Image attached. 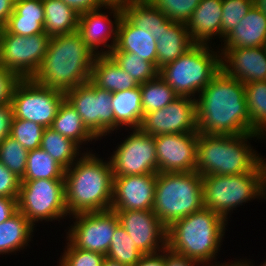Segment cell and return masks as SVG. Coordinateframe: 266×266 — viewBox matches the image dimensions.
<instances>
[{"label": "cell", "instance_id": "cell-1", "mask_svg": "<svg viewBox=\"0 0 266 266\" xmlns=\"http://www.w3.org/2000/svg\"><path fill=\"white\" fill-rule=\"evenodd\" d=\"M198 133L241 135L250 129L245 86L222 69L196 98Z\"/></svg>", "mask_w": 266, "mask_h": 266}, {"label": "cell", "instance_id": "cell-2", "mask_svg": "<svg viewBox=\"0 0 266 266\" xmlns=\"http://www.w3.org/2000/svg\"><path fill=\"white\" fill-rule=\"evenodd\" d=\"M86 152L65 169V203L71 215L111 209L113 172L109 160Z\"/></svg>", "mask_w": 266, "mask_h": 266}, {"label": "cell", "instance_id": "cell-3", "mask_svg": "<svg viewBox=\"0 0 266 266\" xmlns=\"http://www.w3.org/2000/svg\"><path fill=\"white\" fill-rule=\"evenodd\" d=\"M96 55L78 31L50 38L34 82L64 93L90 81Z\"/></svg>", "mask_w": 266, "mask_h": 266}, {"label": "cell", "instance_id": "cell-4", "mask_svg": "<svg viewBox=\"0 0 266 266\" xmlns=\"http://www.w3.org/2000/svg\"><path fill=\"white\" fill-rule=\"evenodd\" d=\"M227 224L222 216L203 207L167 228V248L204 266L212 265L218 259Z\"/></svg>", "mask_w": 266, "mask_h": 266}, {"label": "cell", "instance_id": "cell-5", "mask_svg": "<svg viewBox=\"0 0 266 266\" xmlns=\"http://www.w3.org/2000/svg\"><path fill=\"white\" fill-rule=\"evenodd\" d=\"M253 139L265 140L257 133L241 135L199 133L196 171L201 176L239 175L251 172L265 158H262L248 141Z\"/></svg>", "mask_w": 266, "mask_h": 266}, {"label": "cell", "instance_id": "cell-6", "mask_svg": "<svg viewBox=\"0 0 266 266\" xmlns=\"http://www.w3.org/2000/svg\"><path fill=\"white\" fill-rule=\"evenodd\" d=\"M202 184L204 207L228 222L233 210L243 203L254 199L266 200V159L248 173L202 176Z\"/></svg>", "mask_w": 266, "mask_h": 266}, {"label": "cell", "instance_id": "cell-7", "mask_svg": "<svg viewBox=\"0 0 266 266\" xmlns=\"http://www.w3.org/2000/svg\"><path fill=\"white\" fill-rule=\"evenodd\" d=\"M203 207L202 176L197 171L157 173L152 211L166 228Z\"/></svg>", "mask_w": 266, "mask_h": 266}, {"label": "cell", "instance_id": "cell-8", "mask_svg": "<svg viewBox=\"0 0 266 266\" xmlns=\"http://www.w3.org/2000/svg\"><path fill=\"white\" fill-rule=\"evenodd\" d=\"M214 44V48L211 45L195 44L182 56L161 68L159 76L179 96L196 99L221 70V53Z\"/></svg>", "mask_w": 266, "mask_h": 266}, {"label": "cell", "instance_id": "cell-9", "mask_svg": "<svg viewBox=\"0 0 266 266\" xmlns=\"http://www.w3.org/2000/svg\"><path fill=\"white\" fill-rule=\"evenodd\" d=\"M19 210L29 222H60L68 217L65 203V180L35 179L21 181L17 198Z\"/></svg>", "mask_w": 266, "mask_h": 266}, {"label": "cell", "instance_id": "cell-10", "mask_svg": "<svg viewBox=\"0 0 266 266\" xmlns=\"http://www.w3.org/2000/svg\"><path fill=\"white\" fill-rule=\"evenodd\" d=\"M65 99L77 111L84 125L98 140L119 130L114 124L112 92L101 89L88 81L66 91Z\"/></svg>", "mask_w": 266, "mask_h": 266}, {"label": "cell", "instance_id": "cell-11", "mask_svg": "<svg viewBox=\"0 0 266 266\" xmlns=\"http://www.w3.org/2000/svg\"><path fill=\"white\" fill-rule=\"evenodd\" d=\"M65 100L63 91L42 86L31 78L21 79L12 95L14 118L51 127L59 107Z\"/></svg>", "mask_w": 266, "mask_h": 266}, {"label": "cell", "instance_id": "cell-12", "mask_svg": "<svg viewBox=\"0 0 266 266\" xmlns=\"http://www.w3.org/2000/svg\"><path fill=\"white\" fill-rule=\"evenodd\" d=\"M46 33L20 36L0 33V66L14 71L21 79L32 78L48 49Z\"/></svg>", "mask_w": 266, "mask_h": 266}, {"label": "cell", "instance_id": "cell-13", "mask_svg": "<svg viewBox=\"0 0 266 266\" xmlns=\"http://www.w3.org/2000/svg\"><path fill=\"white\" fill-rule=\"evenodd\" d=\"M130 135L120 141L109 158L113 177L157 174L158 162L154 136L140 128L131 129Z\"/></svg>", "mask_w": 266, "mask_h": 266}, {"label": "cell", "instance_id": "cell-14", "mask_svg": "<svg viewBox=\"0 0 266 266\" xmlns=\"http://www.w3.org/2000/svg\"><path fill=\"white\" fill-rule=\"evenodd\" d=\"M69 218L74 220V224L65 230L66 239L76 248L106 256L114 231L119 225L116 212L110 209L79 213Z\"/></svg>", "mask_w": 266, "mask_h": 266}, {"label": "cell", "instance_id": "cell-15", "mask_svg": "<svg viewBox=\"0 0 266 266\" xmlns=\"http://www.w3.org/2000/svg\"><path fill=\"white\" fill-rule=\"evenodd\" d=\"M140 129L154 137L198 132L196 99L179 96L164 108L145 114Z\"/></svg>", "mask_w": 266, "mask_h": 266}, {"label": "cell", "instance_id": "cell-16", "mask_svg": "<svg viewBox=\"0 0 266 266\" xmlns=\"http://www.w3.org/2000/svg\"><path fill=\"white\" fill-rule=\"evenodd\" d=\"M112 15L113 17H110ZM122 15L123 10L119 4H106L98 10L79 15L78 32L95 55H108L115 47L117 28Z\"/></svg>", "mask_w": 266, "mask_h": 266}, {"label": "cell", "instance_id": "cell-17", "mask_svg": "<svg viewBox=\"0 0 266 266\" xmlns=\"http://www.w3.org/2000/svg\"><path fill=\"white\" fill-rule=\"evenodd\" d=\"M113 211L142 253L153 254L167 248V228L152 210Z\"/></svg>", "mask_w": 266, "mask_h": 266}, {"label": "cell", "instance_id": "cell-18", "mask_svg": "<svg viewBox=\"0 0 266 266\" xmlns=\"http://www.w3.org/2000/svg\"><path fill=\"white\" fill-rule=\"evenodd\" d=\"M198 132L155 136L158 172H191L197 166Z\"/></svg>", "mask_w": 266, "mask_h": 266}, {"label": "cell", "instance_id": "cell-19", "mask_svg": "<svg viewBox=\"0 0 266 266\" xmlns=\"http://www.w3.org/2000/svg\"><path fill=\"white\" fill-rule=\"evenodd\" d=\"M157 174L113 177L111 210H152Z\"/></svg>", "mask_w": 266, "mask_h": 266}, {"label": "cell", "instance_id": "cell-20", "mask_svg": "<svg viewBox=\"0 0 266 266\" xmlns=\"http://www.w3.org/2000/svg\"><path fill=\"white\" fill-rule=\"evenodd\" d=\"M221 69L243 84L266 81V50L264 46L226 48L221 53Z\"/></svg>", "mask_w": 266, "mask_h": 266}, {"label": "cell", "instance_id": "cell-21", "mask_svg": "<svg viewBox=\"0 0 266 266\" xmlns=\"http://www.w3.org/2000/svg\"><path fill=\"white\" fill-rule=\"evenodd\" d=\"M222 8V0L200 1L197 8L193 11L191 18L186 22L190 38L195 44L212 45L211 40L218 37L222 44Z\"/></svg>", "mask_w": 266, "mask_h": 266}, {"label": "cell", "instance_id": "cell-22", "mask_svg": "<svg viewBox=\"0 0 266 266\" xmlns=\"http://www.w3.org/2000/svg\"><path fill=\"white\" fill-rule=\"evenodd\" d=\"M265 41L266 15L252 6L239 25L223 39L222 43H224L218 48L222 53L226 48L261 47L264 46Z\"/></svg>", "mask_w": 266, "mask_h": 266}, {"label": "cell", "instance_id": "cell-23", "mask_svg": "<svg viewBox=\"0 0 266 266\" xmlns=\"http://www.w3.org/2000/svg\"><path fill=\"white\" fill-rule=\"evenodd\" d=\"M45 12L42 0H15L13 13L0 33L31 36L45 33Z\"/></svg>", "mask_w": 266, "mask_h": 266}, {"label": "cell", "instance_id": "cell-24", "mask_svg": "<svg viewBox=\"0 0 266 266\" xmlns=\"http://www.w3.org/2000/svg\"><path fill=\"white\" fill-rule=\"evenodd\" d=\"M156 42L158 70L182 56L195 45L190 38L186 23L170 19L163 25Z\"/></svg>", "mask_w": 266, "mask_h": 266}, {"label": "cell", "instance_id": "cell-25", "mask_svg": "<svg viewBox=\"0 0 266 266\" xmlns=\"http://www.w3.org/2000/svg\"><path fill=\"white\" fill-rule=\"evenodd\" d=\"M115 48L118 51L135 53L157 68V42L154 36L149 31L134 26L124 15L118 24Z\"/></svg>", "mask_w": 266, "mask_h": 266}, {"label": "cell", "instance_id": "cell-26", "mask_svg": "<svg viewBox=\"0 0 266 266\" xmlns=\"http://www.w3.org/2000/svg\"><path fill=\"white\" fill-rule=\"evenodd\" d=\"M90 81L97 87L112 93L140 86L109 55H96L91 69Z\"/></svg>", "mask_w": 266, "mask_h": 266}, {"label": "cell", "instance_id": "cell-27", "mask_svg": "<svg viewBox=\"0 0 266 266\" xmlns=\"http://www.w3.org/2000/svg\"><path fill=\"white\" fill-rule=\"evenodd\" d=\"M36 228L17 210L6 221L0 223V255H12L30 246ZM26 247V248H25ZM17 251V252H16Z\"/></svg>", "mask_w": 266, "mask_h": 266}, {"label": "cell", "instance_id": "cell-28", "mask_svg": "<svg viewBox=\"0 0 266 266\" xmlns=\"http://www.w3.org/2000/svg\"><path fill=\"white\" fill-rule=\"evenodd\" d=\"M112 110L114 124L119 129L140 128L144 118L140 86L112 93Z\"/></svg>", "mask_w": 266, "mask_h": 266}, {"label": "cell", "instance_id": "cell-29", "mask_svg": "<svg viewBox=\"0 0 266 266\" xmlns=\"http://www.w3.org/2000/svg\"><path fill=\"white\" fill-rule=\"evenodd\" d=\"M123 15L136 27L149 31L158 40V34L169 18L149 0H130L122 5Z\"/></svg>", "mask_w": 266, "mask_h": 266}, {"label": "cell", "instance_id": "cell-30", "mask_svg": "<svg viewBox=\"0 0 266 266\" xmlns=\"http://www.w3.org/2000/svg\"><path fill=\"white\" fill-rule=\"evenodd\" d=\"M51 128L59 132L62 136L72 139L86 152H90L88 142L91 144L92 141L98 139L87 129L84 125L80 115L65 99L59 107L58 113L53 120ZM84 145V146H82ZM85 147V149L83 148ZM88 149V150H87Z\"/></svg>", "mask_w": 266, "mask_h": 266}, {"label": "cell", "instance_id": "cell-31", "mask_svg": "<svg viewBox=\"0 0 266 266\" xmlns=\"http://www.w3.org/2000/svg\"><path fill=\"white\" fill-rule=\"evenodd\" d=\"M45 12L44 31L50 37L78 31L79 14L62 0H42Z\"/></svg>", "mask_w": 266, "mask_h": 266}, {"label": "cell", "instance_id": "cell-32", "mask_svg": "<svg viewBox=\"0 0 266 266\" xmlns=\"http://www.w3.org/2000/svg\"><path fill=\"white\" fill-rule=\"evenodd\" d=\"M40 148L46 151L64 169L70 168L80 158L79 156L85 153L76 142L62 136L51 127L44 129Z\"/></svg>", "mask_w": 266, "mask_h": 266}, {"label": "cell", "instance_id": "cell-33", "mask_svg": "<svg viewBox=\"0 0 266 266\" xmlns=\"http://www.w3.org/2000/svg\"><path fill=\"white\" fill-rule=\"evenodd\" d=\"M244 86L250 129L266 139V81L246 83Z\"/></svg>", "mask_w": 266, "mask_h": 266}, {"label": "cell", "instance_id": "cell-34", "mask_svg": "<svg viewBox=\"0 0 266 266\" xmlns=\"http://www.w3.org/2000/svg\"><path fill=\"white\" fill-rule=\"evenodd\" d=\"M64 172L65 169L46 151L37 148L28 153L26 171L21 181L35 179L65 180Z\"/></svg>", "mask_w": 266, "mask_h": 266}, {"label": "cell", "instance_id": "cell-35", "mask_svg": "<svg viewBox=\"0 0 266 266\" xmlns=\"http://www.w3.org/2000/svg\"><path fill=\"white\" fill-rule=\"evenodd\" d=\"M108 55L139 84L153 80L159 75V70L152 62L143 60L135 53L118 51L114 47Z\"/></svg>", "mask_w": 266, "mask_h": 266}, {"label": "cell", "instance_id": "cell-36", "mask_svg": "<svg viewBox=\"0 0 266 266\" xmlns=\"http://www.w3.org/2000/svg\"><path fill=\"white\" fill-rule=\"evenodd\" d=\"M144 115L164 108L179 95L158 75L155 79L140 84Z\"/></svg>", "mask_w": 266, "mask_h": 266}, {"label": "cell", "instance_id": "cell-37", "mask_svg": "<svg viewBox=\"0 0 266 266\" xmlns=\"http://www.w3.org/2000/svg\"><path fill=\"white\" fill-rule=\"evenodd\" d=\"M143 255L131 236L119 224L112 236L106 257L125 266H134Z\"/></svg>", "mask_w": 266, "mask_h": 266}, {"label": "cell", "instance_id": "cell-38", "mask_svg": "<svg viewBox=\"0 0 266 266\" xmlns=\"http://www.w3.org/2000/svg\"><path fill=\"white\" fill-rule=\"evenodd\" d=\"M27 151L17 140L8 136L0 144V162L18 178L26 171Z\"/></svg>", "mask_w": 266, "mask_h": 266}, {"label": "cell", "instance_id": "cell-39", "mask_svg": "<svg viewBox=\"0 0 266 266\" xmlns=\"http://www.w3.org/2000/svg\"><path fill=\"white\" fill-rule=\"evenodd\" d=\"M45 127L40 124L13 118L10 136L17 140L27 151L40 148Z\"/></svg>", "mask_w": 266, "mask_h": 266}, {"label": "cell", "instance_id": "cell-40", "mask_svg": "<svg viewBox=\"0 0 266 266\" xmlns=\"http://www.w3.org/2000/svg\"><path fill=\"white\" fill-rule=\"evenodd\" d=\"M253 6V0H222L221 39L239 25Z\"/></svg>", "mask_w": 266, "mask_h": 266}, {"label": "cell", "instance_id": "cell-41", "mask_svg": "<svg viewBox=\"0 0 266 266\" xmlns=\"http://www.w3.org/2000/svg\"><path fill=\"white\" fill-rule=\"evenodd\" d=\"M57 266H102L105 255L74 247L67 239Z\"/></svg>", "mask_w": 266, "mask_h": 266}, {"label": "cell", "instance_id": "cell-42", "mask_svg": "<svg viewBox=\"0 0 266 266\" xmlns=\"http://www.w3.org/2000/svg\"><path fill=\"white\" fill-rule=\"evenodd\" d=\"M170 20L186 23L201 0H149Z\"/></svg>", "mask_w": 266, "mask_h": 266}, {"label": "cell", "instance_id": "cell-43", "mask_svg": "<svg viewBox=\"0 0 266 266\" xmlns=\"http://www.w3.org/2000/svg\"><path fill=\"white\" fill-rule=\"evenodd\" d=\"M20 80L14 71L0 66V105L11 104L14 88Z\"/></svg>", "mask_w": 266, "mask_h": 266}, {"label": "cell", "instance_id": "cell-44", "mask_svg": "<svg viewBox=\"0 0 266 266\" xmlns=\"http://www.w3.org/2000/svg\"><path fill=\"white\" fill-rule=\"evenodd\" d=\"M21 179L0 162V197L18 198Z\"/></svg>", "mask_w": 266, "mask_h": 266}, {"label": "cell", "instance_id": "cell-45", "mask_svg": "<svg viewBox=\"0 0 266 266\" xmlns=\"http://www.w3.org/2000/svg\"><path fill=\"white\" fill-rule=\"evenodd\" d=\"M13 118L12 104L0 105V144L10 136Z\"/></svg>", "mask_w": 266, "mask_h": 266}, {"label": "cell", "instance_id": "cell-46", "mask_svg": "<svg viewBox=\"0 0 266 266\" xmlns=\"http://www.w3.org/2000/svg\"><path fill=\"white\" fill-rule=\"evenodd\" d=\"M73 8L79 15L85 12L98 10L106 5L103 0H62Z\"/></svg>", "mask_w": 266, "mask_h": 266}, {"label": "cell", "instance_id": "cell-47", "mask_svg": "<svg viewBox=\"0 0 266 266\" xmlns=\"http://www.w3.org/2000/svg\"><path fill=\"white\" fill-rule=\"evenodd\" d=\"M201 263L189 259L186 256L179 255L165 248V265L164 266H200ZM204 266V265H201Z\"/></svg>", "mask_w": 266, "mask_h": 266}, {"label": "cell", "instance_id": "cell-48", "mask_svg": "<svg viewBox=\"0 0 266 266\" xmlns=\"http://www.w3.org/2000/svg\"><path fill=\"white\" fill-rule=\"evenodd\" d=\"M17 211V198L0 197V223Z\"/></svg>", "mask_w": 266, "mask_h": 266}, {"label": "cell", "instance_id": "cell-49", "mask_svg": "<svg viewBox=\"0 0 266 266\" xmlns=\"http://www.w3.org/2000/svg\"><path fill=\"white\" fill-rule=\"evenodd\" d=\"M164 265H165V249L153 254H144L142 258L134 266H164Z\"/></svg>", "mask_w": 266, "mask_h": 266}, {"label": "cell", "instance_id": "cell-50", "mask_svg": "<svg viewBox=\"0 0 266 266\" xmlns=\"http://www.w3.org/2000/svg\"><path fill=\"white\" fill-rule=\"evenodd\" d=\"M14 7L15 0H0V29L6 25Z\"/></svg>", "mask_w": 266, "mask_h": 266}, {"label": "cell", "instance_id": "cell-51", "mask_svg": "<svg viewBox=\"0 0 266 266\" xmlns=\"http://www.w3.org/2000/svg\"><path fill=\"white\" fill-rule=\"evenodd\" d=\"M209 266H253L252 265V263H251V261L249 260V259H240V260H238V259H236V261L234 260H232V261H230V262H223V263H220V261H218V262H216V263H214V264H212V265H209Z\"/></svg>", "mask_w": 266, "mask_h": 266}, {"label": "cell", "instance_id": "cell-52", "mask_svg": "<svg viewBox=\"0 0 266 266\" xmlns=\"http://www.w3.org/2000/svg\"><path fill=\"white\" fill-rule=\"evenodd\" d=\"M253 6L266 15V0H253Z\"/></svg>", "mask_w": 266, "mask_h": 266}, {"label": "cell", "instance_id": "cell-53", "mask_svg": "<svg viewBox=\"0 0 266 266\" xmlns=\"http://www.w3.org/2000/svg\"><path fill=\"white\" fill-rule=\"evenodd\" d=\"M102 266H125L120 264L119 262L108 259L107 257L104 259Z\"/></svg>", "mask_w": 266, "mask_h": 266}, {"label": "cell", "instance_id": "cell-54", "mask_svg": "<svg viewBox=\"0 0 266 266\" xmlns=\"http://www.w3.org/2000/svg\"><path fill=\"white\" fill-rule=\"evenodd\" d=\"M106 4H119L121 5V0H103Z\"/></svg>", "mask_w": 266, "mask_h": 266}, {"label": "cell", "instance_id": "cell-55", "mask_svg": "<svg viewBox=\"0 0 266 266\" xmlns=\"http://www.w3.org/2000/svg\"><path fill=\"white\" fill-rule=\"evenodd\" d=\"M252 263V265L253 266H255V264H253V262H251ZM261 265H259V266H266V261L264 260V263L262 264V263H260Z\"/></svg>", "mask_w": 266, "mask_h": 266}, {"label": "cell", "instance_id": "cell-56", "mask_svg": "<svg viewBox=\"0 0 266 266\" xmlns=\"http://www.w3.org/2000/svg\"><path fill=\"white\" fill-rule=\"evenodd\" d=\"M126 1H130V0H121V5L126 2Z\"/></svg>", "mask_w": 266, "mask_h": 266}]
</instances>
